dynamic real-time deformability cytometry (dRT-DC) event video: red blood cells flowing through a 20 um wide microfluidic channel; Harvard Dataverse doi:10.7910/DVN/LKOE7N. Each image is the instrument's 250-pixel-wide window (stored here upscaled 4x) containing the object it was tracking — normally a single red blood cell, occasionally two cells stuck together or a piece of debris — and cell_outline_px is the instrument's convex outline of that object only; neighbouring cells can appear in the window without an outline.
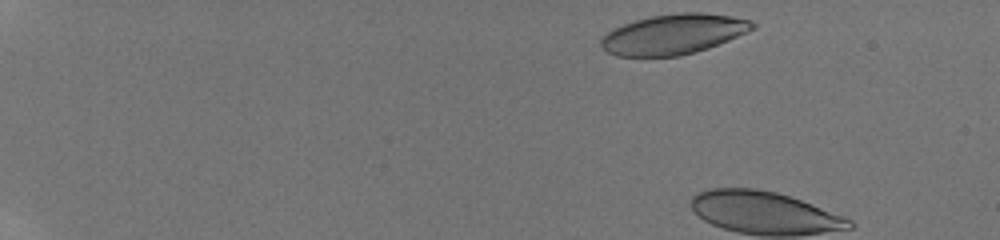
{"species": "human", "species_latin": "Homo sapiens", "temperature_condition": "room temperature", "stored_images_in_passage": 3, "camera_frame_rate_fps": 3000, "um_per_image_px": 0.085, "donor": {"sex": "male"}, "frame": {"image": 1, "passage_image": 1, "time_ms": 0.0, "image_size_px": [1000, 240], "cell_outline_px": [[756, 28], [748, 32], [708, 48], [696, 52], [680, 56], [616, 56], [600, 48], [600, 40], [608, 32], [624, 24], [636, 20], [652, 16], [680, 12], [704, 12], [732, 16], [752, 20], [756, 24]], "centroid_in_image_um": [57.28, 2.91], "position_along_channel_um": 27.7, "area_um2": 35.49}}